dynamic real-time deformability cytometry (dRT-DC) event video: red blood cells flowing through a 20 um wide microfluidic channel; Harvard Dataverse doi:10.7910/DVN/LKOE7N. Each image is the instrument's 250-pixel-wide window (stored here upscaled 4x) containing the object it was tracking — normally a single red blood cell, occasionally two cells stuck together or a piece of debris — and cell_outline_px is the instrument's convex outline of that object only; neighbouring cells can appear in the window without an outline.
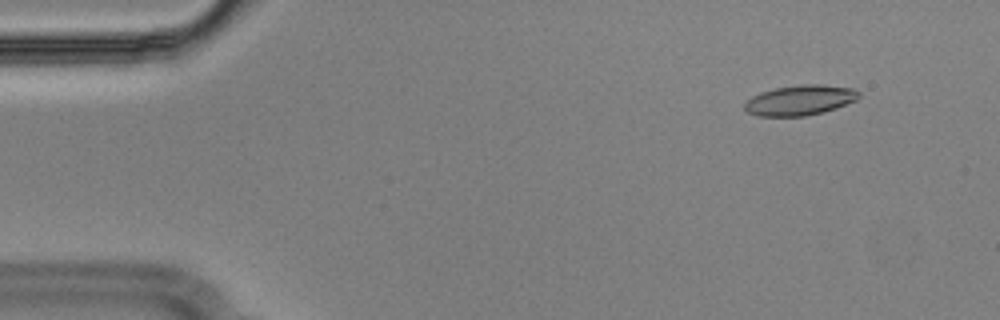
{"species": "Egyptian fruit bat (a non-hibernating species)", "species_latin": "Rousettus aegyptiacus", "temperature_condition": "cold", "stored_images_in_passage": 52, "camera_frame_rate_fps": 3000, "um_per_image_px": 0.085, "animal": {"sex": "male"}, "frame": {"image": 1, "passage_image": 2, "time_ms": 0.333, "image_size_px": [1000, 320], "cell_outline_px": [[860, 96], [856, 100], [836, 108], [824, 112], [804, 116], [756, 116], [748, 112], [744, 108], [744, 104], [752, 96], [760, 92], [776, 88], [800, 84], [820, 84], [856, 88], [860, 92]], "centroid_in_image_um": [68.02, 8.51], "position_along_channel_um": 17.0, "area_um2": 20.23}}
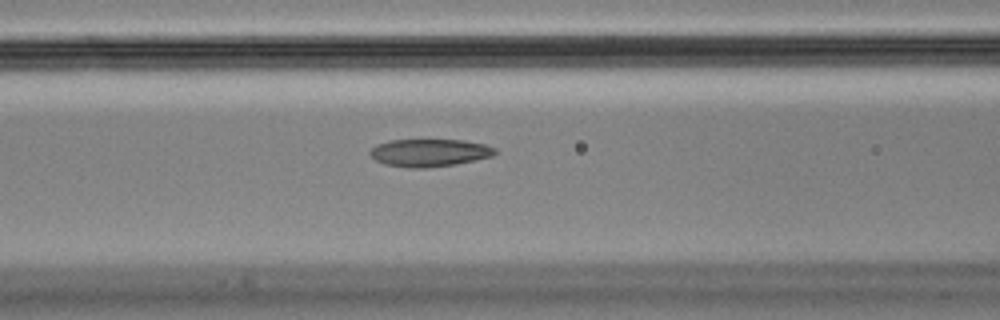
{"frame": {"image": 2, "passage_image": 19, "time_ms": 6.0, "image_size_px": [1000, 320], "cell_outline_px": [[496, 152], [492, 156], [456, 164], [428, 168], [408, 168], [384, 164], [376, 160], [368, 152], [376, 144], [388, 140], [464, 140], [484, 144], [496, 148]], "centroid_in_image_um": [36.48, 12.98], "position_along_channel_um": 130.1, "area_um2": 20.17}}
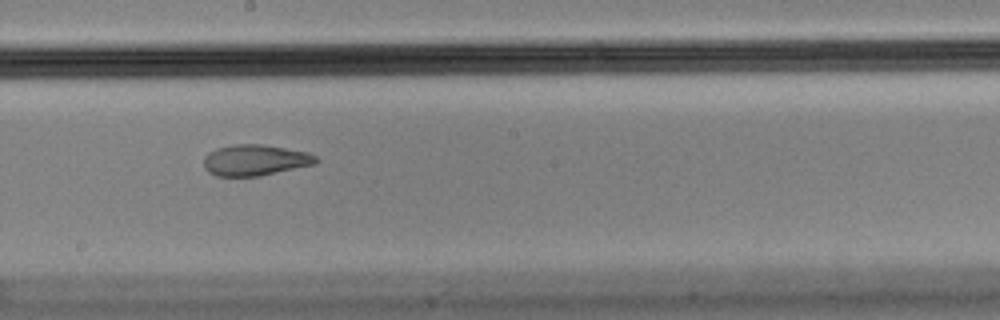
{"frame": {"image": 3, "passage_image": 27, "time_ms": 8.667, "image_size_px": [1000, 320], "cell_outline_px": [[320, 160], [316, 164], [260, 176], [216, 176], [208, 172], [204, 168], [204, 156], [208, 152], [216, 148], [232, 144], [264, 144], [308, 152], [316, 156]], "centroid_in_image_um": [21.69, 13.61], "position_along_channel_um": 226.5, "area_um2": 20.58}, "authors_computed_cell_mechanics": {"area_um2": 21.0392, "velocity_mm_per_s": 3.6233, "shape_relaxation_time_tau1_ms": null, "shape_relaxation_time_tau2_ms": 1.7888, "deformation_change_tau1": null, "deformation_change_tau2": 0.0744}}